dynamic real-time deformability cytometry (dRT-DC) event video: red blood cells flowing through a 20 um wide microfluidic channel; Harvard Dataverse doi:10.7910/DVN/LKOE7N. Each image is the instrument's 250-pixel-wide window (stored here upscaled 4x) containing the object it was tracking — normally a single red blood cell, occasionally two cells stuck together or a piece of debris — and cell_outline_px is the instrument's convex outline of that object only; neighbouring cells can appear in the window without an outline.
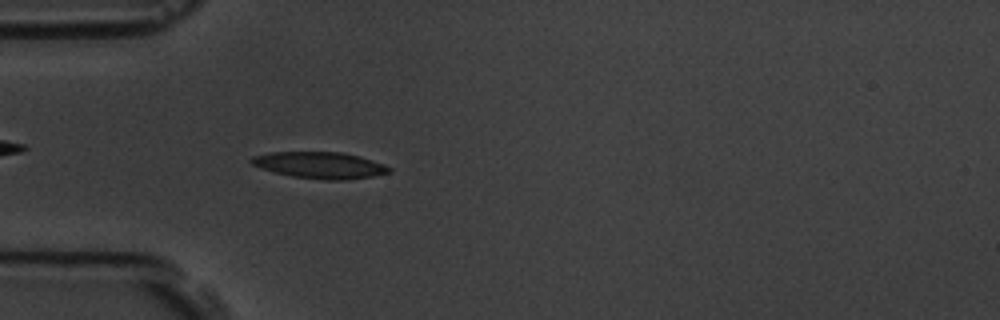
{"species": "common noctule bat (a hibernating species)", "species_latin": "Nyctalus noctula", "temperature_condition": "room temperature", "stored_images_in_passage": 49, "camera_frame_rate_fps": 3000, "um_per_image_px": 0.085, "animal": {"sex": "male", "body_mass_g": 19.5, "forearm_length_mm": 54.6}, "frame": {"image": 1, "passage_image": 9, "time_ms": 2.667, "image_size_px": [1000, 320], "cell_outline_px": [[392, 172], [372, 176], [344, 180], [324, 180], [292, 176], [276, 172], [252, 164], [248, 160], [252, 156], [272, 152], [344, 152], [360, 156], [384, 164], [392, 168]], "centroid_in_image_um": [27.24, 14.03], "position_along_channel_um": 57.8, "area_um2": 21.21}}
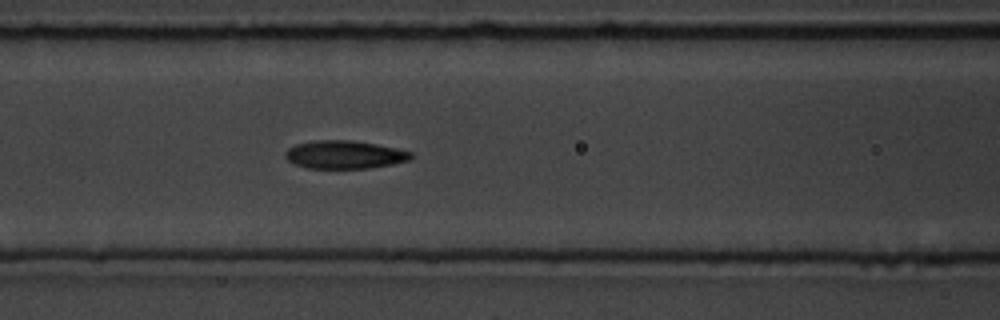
{"frame": {"image": 2, "passage_image": 16, "time_ms": 5.0, "image_size_px": [1000, 320], "cell_outline_px": [[412, 156], [408, 160], [392, 164], [368, 168], [308, 168], [296, 164], [288, 160], [284, 156], [284, 152], [288, 148], [296, 144], [312, 140], [348, 140], [376, 144], [396, 148], [412, 152]], "centroid_in_image_um": [29.25, 13.14], "position_along_channel_um": 137.4, "area_um2": 20.46}}
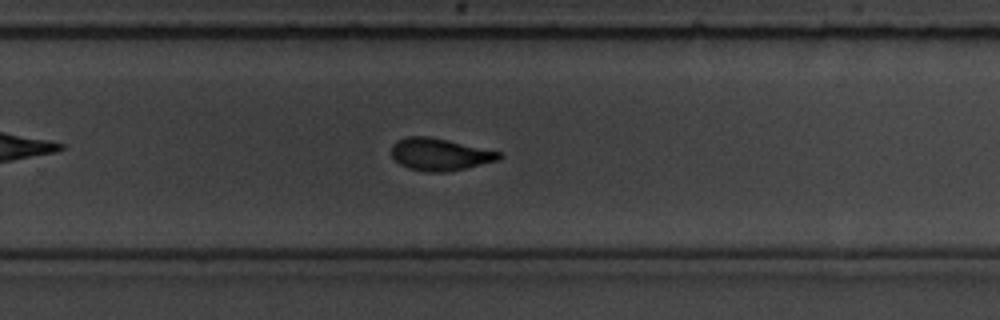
{"frame": {"image": 3, "passage_image": 29, "time_ms": 9.333, "image_size_px": [1000, 320], "cell_outline_px": [[504, 156], [500, 160], [464, 168], [444, 172], [424, 172], [408, 168], [400, 164], [392, 156], [392, 144], [396, 140], [408, 136], [428, 136], [448, 140], [500, 152]], "centroid_in_image_um": [37.37, 13.12], "position_along_channel_um": 292.4, "area_um2": 20.17}, "authors_computed_cell_mechanics": {"area_um2": 20.519, "velocity_mm_per_s": 3.5915, "shape_relaxation_time_tau1_ms": 3.2794, "shape_relaxation_time_tau2_ms": 2.1578, "deformation_change_tau1": 0.1638, "deformation_change_tau2": 0.0937}}